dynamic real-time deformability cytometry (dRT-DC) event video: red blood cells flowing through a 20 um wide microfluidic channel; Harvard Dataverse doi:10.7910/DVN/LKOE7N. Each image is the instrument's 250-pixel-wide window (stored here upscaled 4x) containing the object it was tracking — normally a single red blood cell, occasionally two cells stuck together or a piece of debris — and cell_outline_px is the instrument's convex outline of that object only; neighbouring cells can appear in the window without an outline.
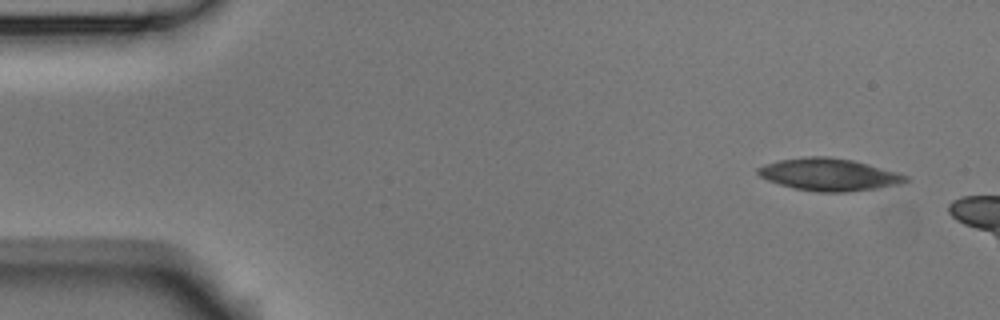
{"species": "Egyptian fruit bat (a non-hibernating species)", "species_latin": "Rousettus aegyptiacus", "temperature_condition": "room temperature", "stored_images_in_passage": 3, "camera_frame_rate_fps": 3000, "um_per_image_px": 0.085, "animal": {"sex": "male"}, "frame": {"image": 1, "passage_image": 1, "time_ms": 0.0, "image_size_px": [1000, 320], "cell_outline_px": [[908, 180], [900, 184], [880, 188], [844, 192], [816, 192], [796, 188], [780, 184], [768, 180], [760, 176], [756, 172], [756, 168], [764, 164], [780, 160], [808, 156], [828, 156], [852, 160], [868, 164], [896, 172], [908, 176]], "centroid_in_image_um": [70.46, 14.83], "position_along_channel_um": 14.5, "area_um2": 27.69}}